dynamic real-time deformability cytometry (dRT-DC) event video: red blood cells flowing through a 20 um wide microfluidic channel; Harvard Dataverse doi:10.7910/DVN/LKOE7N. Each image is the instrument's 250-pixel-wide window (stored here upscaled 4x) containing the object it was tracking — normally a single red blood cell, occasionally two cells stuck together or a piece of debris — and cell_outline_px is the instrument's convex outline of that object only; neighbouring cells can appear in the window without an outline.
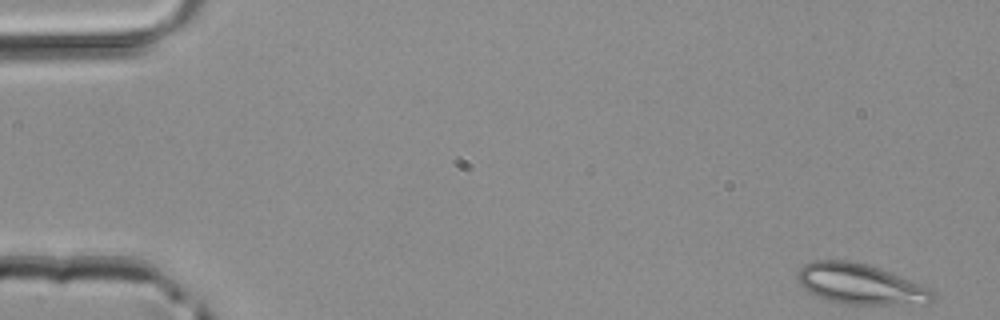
{"species": "common noctule bat (a hibernating species)", "species_latin": "Nyctalus noctula", "temperature_condition": "room temperature", "stored_images_in_passage": 4, "camera_frame_rate_fps": 3000, "um_per_image_px": 0.085, "animal": {"sex": "male", "body_mass_g": 20.4}, "frame": {"image": 1, "passage_image": 1, "time_ms": 0.0, "image_size_px": [1000, 320], "cell_outline_px": [[936, 296], [928, 304], [848, 304], [828, 300], [816, 296], [808, 292], [800, 284], [796, 276], [800, 268], [804, 264], [812, 260], [848, 260], [864, 264], [924, 284]], "centroid_in_image_um": [73.12, 24.15], "position_along_channel_um": 11.9, "area_um2": 31.73}}